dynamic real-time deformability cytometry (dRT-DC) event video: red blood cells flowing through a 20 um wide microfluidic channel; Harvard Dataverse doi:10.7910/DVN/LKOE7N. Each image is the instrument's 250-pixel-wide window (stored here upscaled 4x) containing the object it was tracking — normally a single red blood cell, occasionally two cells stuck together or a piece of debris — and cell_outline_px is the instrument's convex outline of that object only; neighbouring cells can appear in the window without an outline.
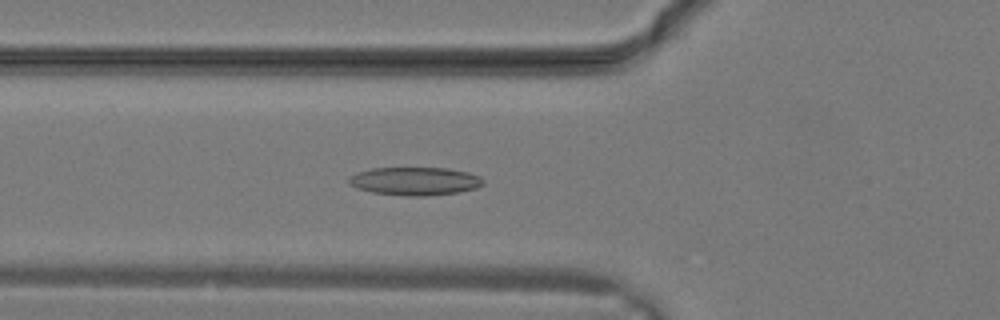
{"species": "common noctule bat (a hibernating species)", "species_latin": "Nyctalus noctula", "temperature_condition": "warm", "stored_images_in_passage": 16, "camera_frame_rate_fps": 3000, "um_per_image_px": 0.085, "animal": {"sex": "male", "body_mass_g": 19.2, "forearm_length_mm": 51.8}, "frame": {"image": 1, "passage_image": 12, "time_ms": 3.667, "image_size_px": [1000, 320], "cell_outline_px": [[484, 184], [476, 188], [460, 192], [424, 196], [400, 196], [372, 192], [356, 188], [348, 184], [348, 176], [356, 172], [372, 168], [448, 168], [468, 172], [480, 176], [484, 180]], "centroid_in_image_um": [35.24, 15.4], "position_along_channel_um": 90.6, "area_um2": 22.37}}
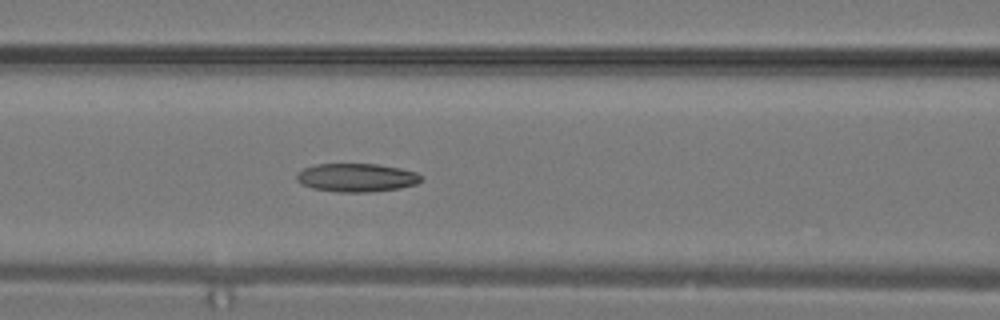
{"frame": {"image": 2, "passage_image": 14, "time_ms": 4.333, "image_size_px": [1000, 320], "cell_outline_px": [[424, 176], [416, 184], [400, 188], [372, 192], [340, 192], [312, 188], [300, 184], [296, 180], [296, 172], [304, 168], [316, 164], [376, 164], [400, 168], [416, 172]], "centroid_in_image_um": [30.29, 15.1], "position_along_channel_um": 136.3, "area_um2": 20.75}}
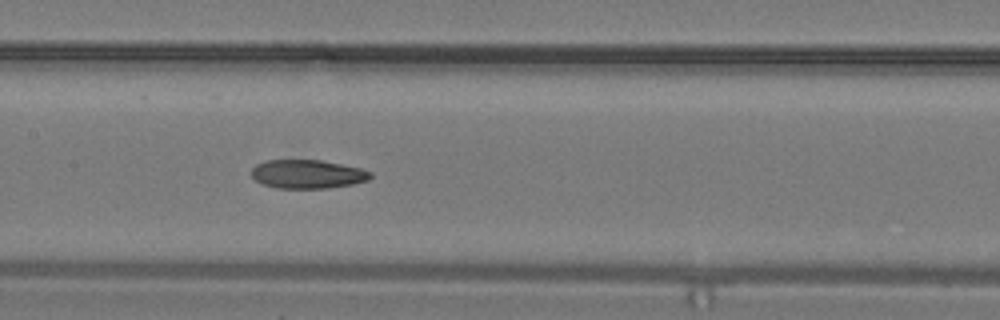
{"frame": {"image": 3, "passage_image": 16, "time_ms": 5.0, "image_size_px": [1000, 320], "cell_outline_px": [[372, 176], [368, 180], [352, 184], [328, 188], [276, 188], [260, 184], [252, 176], [252, 168], [256, 164], [264, 160], [320, 160], [360, 168], [372, 172]], "centroid_in_image_um": [26.11, 14.8], "position_along_channel_um": 181.3, "area_um2": 19.94}}